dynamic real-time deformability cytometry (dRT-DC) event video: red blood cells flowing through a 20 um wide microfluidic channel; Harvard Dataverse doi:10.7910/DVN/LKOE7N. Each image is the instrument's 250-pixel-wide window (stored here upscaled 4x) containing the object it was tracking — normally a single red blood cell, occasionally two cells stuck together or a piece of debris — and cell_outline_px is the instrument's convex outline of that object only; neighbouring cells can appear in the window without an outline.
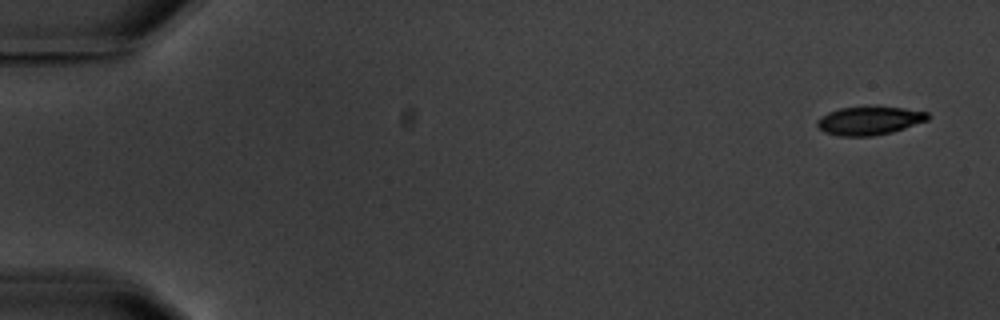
{"species": "common noctule bat (a hibernating species)", "species_latin": "Nyctalus noctula", "temperature_condition": "warm", "stored_images_in_passage": 3, "camera_frame_rate_fps": 3000, "um_per_image_px": 0.085, "animal": {"sex": "male", "body_mass_g": 20.1, "forearm_length_mm": 53.5}, "frame": {"image": 1, "passage_image": 1, "time_ms": 0.0, "image_size_px": [1000, 320], "cell_outline_px": [[928, 120], [892, 132], [872, 136], [840, 136], [824, 132], [816, 124], [816, 120], [820, 116], [828, 112], [840, 108], [868, 104], [876, 104], [904, 108], [928, 112]], "centroid_in_image_um": [73.87, 10.21], "position_along_channel_um": 11.1, "area_um2": 18.96}}